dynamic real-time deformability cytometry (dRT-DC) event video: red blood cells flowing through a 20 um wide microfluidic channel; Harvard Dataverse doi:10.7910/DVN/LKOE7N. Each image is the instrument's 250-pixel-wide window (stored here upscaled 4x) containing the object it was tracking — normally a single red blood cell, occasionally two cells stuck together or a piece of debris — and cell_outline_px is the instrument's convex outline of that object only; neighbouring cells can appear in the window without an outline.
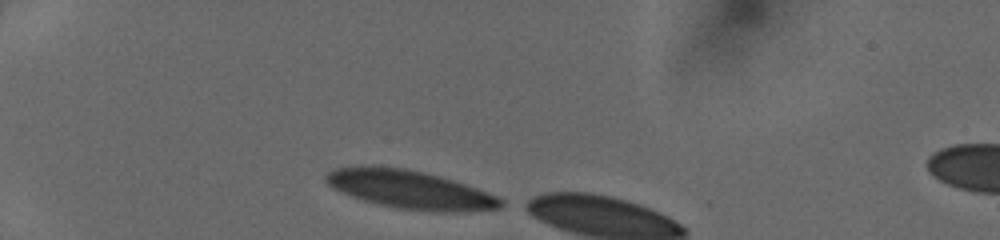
{"species": "human", "species_latin": "Homo sapiens", "temperature_condition": "cold", "stored_images_in_passage": 6, "camera_frame_rate_fps": 3000, "um_per_image_px": 0.085, "donor": {"sex": "female"}, "frame": {"image": 1, "passage_image": 1, "time_ms": 0.0, "image_size_px": [1000, 240], "cell_outline_px": [[508, 204], [500, 208], [468, 212], [432, 212], [396, 208], [364, 200], [352, 196], [328, 184], [324, 180], [324, 176], [328, 172], [336, 168], [360, 164], [372, 164], [408, 168], [440, 176], [476, 188], [496, 196], [504, 200]], "centroid_in_image_um": [34.87, 16.1], "position_along_channel_um": 50.1, "area_um2": 39.59}}